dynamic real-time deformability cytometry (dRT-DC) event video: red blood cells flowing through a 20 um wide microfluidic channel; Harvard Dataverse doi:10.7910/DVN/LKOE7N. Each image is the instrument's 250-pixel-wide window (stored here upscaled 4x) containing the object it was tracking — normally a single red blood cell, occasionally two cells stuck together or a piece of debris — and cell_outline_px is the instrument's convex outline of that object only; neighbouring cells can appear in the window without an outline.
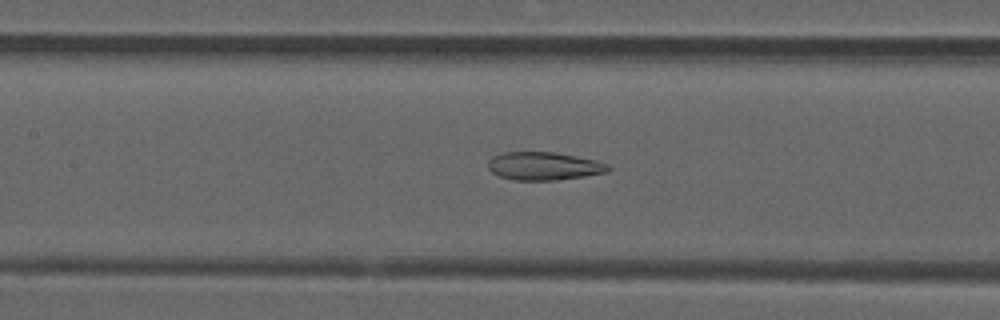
{"species": "common noctule bat (a hibernating species)", "species_latin": "Nyctalus noctula", "temperature_condition": "room temperature", "stored_images_in_passage": 45, "camera_frame_rate_fps": 3000, "um_per_image_px": 0.085, "animal": {"sex": "male", "forearm_length_mm": 52.5}, "frame": {"image": 1, "passage_image": 24, "time_ms": 7.667, "image_size_px": [1000, 320], "cell_outline_px": [[612, 168], [608, 172], [584, 176], [552, 180], [512, 180], [500, 176], [492, 172], [488, 168], [488, 160], [492, 156], [504, 152], [552, 152], [576, 156], [596, 160], [608, 164]], "centroid_in_image_um": [46.22, 14.11], "position_along_channel_um": 161.2, "area_um2": 19.65}}
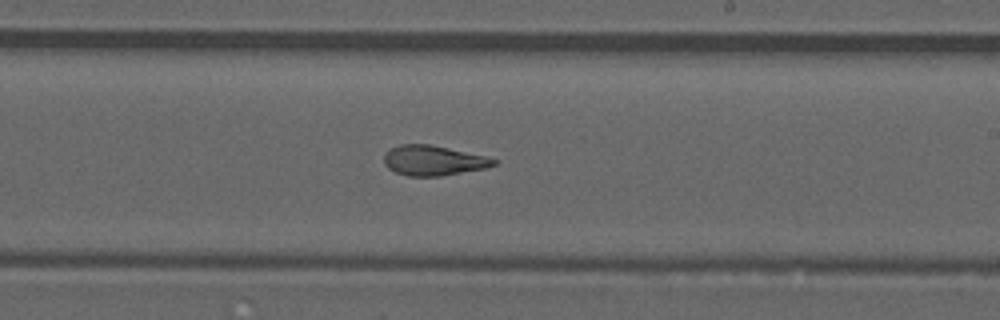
{"frame": {"image": 2, "passage_image": 31, "time_ms": 10.0, "image_size_px": [1000, 320], "cell_outline_px": [[500, 160], [496, 164], [484, 168], [440, 176], [408, 176], [396, 172], [388, 168], [384, 164], [384, 152], [400, 144], [428, 144], [448, 148], [484, 156]], "centroid_in_image_um": [36.8, 13.64], "position_along_channel_um": 252.2, "area_um2": 19.02}}
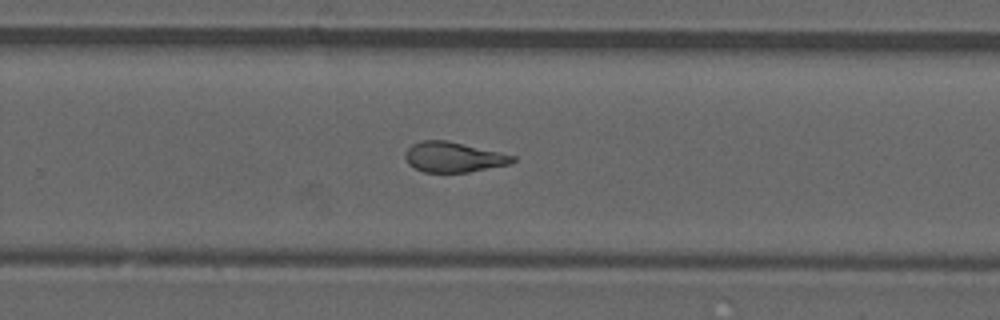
{"frame": {"image": 3, "passage_image": 34, "time_ms": 11.0, "image_size_px": [1000, 320], "cell_outline_px": [[516, 160], [508, 164], [468, 172], [424, 172], [408, 164], [404, 156], [408, 148], [412, 144], [420, 140], [448, 140], [516, 156]], "centroid_in_image_um": [38.52, 13.34], "position_along_channel_um": 291.3, "area_um2": 18.79}}